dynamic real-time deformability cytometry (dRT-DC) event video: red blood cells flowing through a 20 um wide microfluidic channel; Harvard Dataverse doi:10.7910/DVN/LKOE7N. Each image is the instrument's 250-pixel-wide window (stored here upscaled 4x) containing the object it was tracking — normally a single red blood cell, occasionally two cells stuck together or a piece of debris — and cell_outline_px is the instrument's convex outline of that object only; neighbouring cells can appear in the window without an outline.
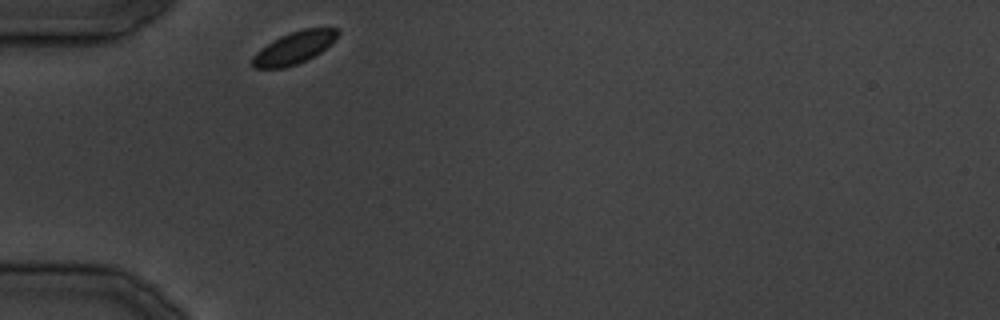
{"species": "common noctule bat (a hibernating species)", "species_latin": "Nyctalus noctula", "temperature_condition": "cold", "stored_images_in_passage": 7, "camera_frame_rate_fps": 3000, "um_per_image_px": 0.085, "animal": {"sex": "male", "body_mass_g": 19.5, "forearm_length_mm": 54.6}, "frame": {"image": 1, "passage_image": 1, "time_ms": 0.0, "image_size_px": [1000, 320], "cell_outline_px": [[340, 32], [320, 52], [296, 64], [284, 68], [252, 68], [252, 56], [260, 48], [280, 36], [304, 28], [336, 28]], "centroid_in_image_um": [24.93, 4.07], "position_along_channel_um": 60.1, "area_um2": 15.61}}
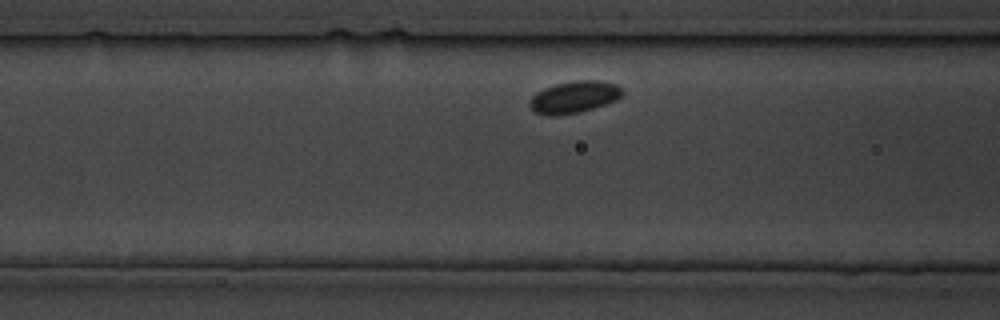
{"frame": {"image": 2, "passage_image": 5, "time_ms": 4.667, "image_size_px": [1000, 320], "cell_outline_px": [[624, 92], [616, 100], [592, 108], [576, 112], [552, 116], [548, 116], [536, 112], [528, 104], [532, 96], [536, 92], [544, 88], [556, 84], [576, 80], [600, 80], [616, 84]], "centroid_in_image_um": [48.78, 8.23], "position_along_channel_um": 117.8, "area_um2": 16.99}}